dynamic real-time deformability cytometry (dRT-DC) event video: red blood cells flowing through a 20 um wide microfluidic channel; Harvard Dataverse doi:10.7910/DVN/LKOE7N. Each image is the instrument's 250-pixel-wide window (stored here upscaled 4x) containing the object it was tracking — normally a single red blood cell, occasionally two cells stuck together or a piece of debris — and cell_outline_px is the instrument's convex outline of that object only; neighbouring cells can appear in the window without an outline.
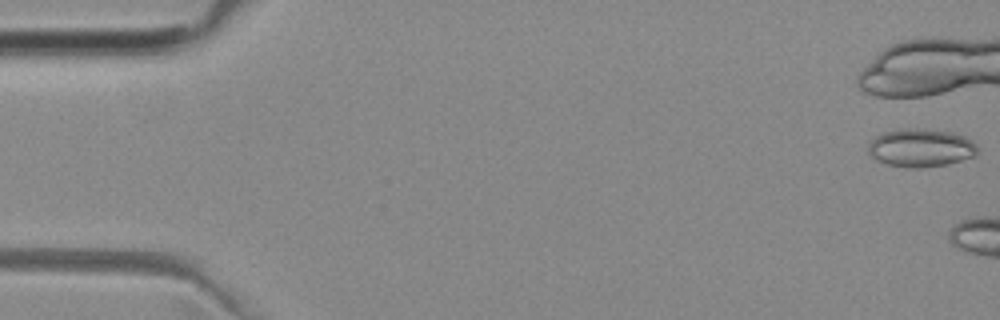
{"species": "common noctule bat (a hibernating species)", "species_latin": "Nyctalus noctula", "temperature_condition": "room temperature", "stored_images_in_passage": 5, "camera_frame_rate_fps": 3000, "um_per_image_px": 0.085, "animal": {"sex": "female", "body_mass_g": 29.2, "forearm_length_mm": 56.3}, "frame": {"image": 1, "passage_image": 1, "time_ms": 0.0, "image_size_px": [1000, 320], "cell_outline_px": [[980, 148], [976, 156], [948, 164], [920, 168], [912, 168], [888, 164], [872, 160], [868, 152], [868, 144], [876, 136], [884, 132], [900, 128], [924, 128], [952, 132], [964, 136], [972, 140]], "centroid_in_image_um": [78.28, 12.56], "position_along_channel_um": 6.7, "area_um2": 24.8}}